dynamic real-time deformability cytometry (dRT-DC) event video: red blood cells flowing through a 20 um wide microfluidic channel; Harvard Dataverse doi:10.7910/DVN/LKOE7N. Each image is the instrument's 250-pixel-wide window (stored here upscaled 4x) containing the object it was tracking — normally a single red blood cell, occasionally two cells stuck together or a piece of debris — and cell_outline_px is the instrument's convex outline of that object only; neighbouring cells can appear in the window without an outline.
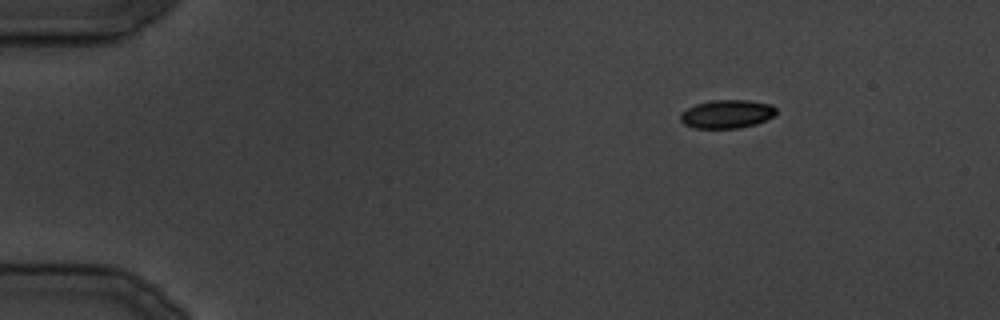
{"species": "common noctule bat (a hibernating species)", "species_latin": "Nyctalus noctula", "temperature_condition": "cold", "stored_images_in_passage": 32, "camera_frame_rate_fps": 3000, "um_per_image_px": 0.085, "animal": {"sex": "male", "body_mass_g": 19.5, "forearm_length_mm": 54.6}, "frame": {"image": 1, "passage_image": 1, "time_ms": 0.0, "image_size_px": [1000, 320], "cell_outline_px": [[776, 112], [772, 116], [756, 124], [736, 128], [692, 128], [684, 124], [680, 120], [680, 112], [696, 104], [712, 100], [748, 100], [772, 104], [776, 108]], "centroid_in_image_um": [61.76, 9.69], "position_along_channel_um": 23.2, "area_um2": 15.84}}
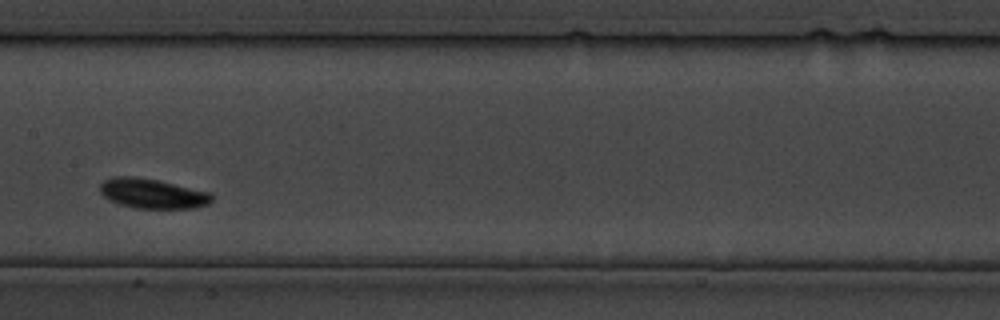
{"frame": {"image": 2, "passage_image": 15, "time_ms": 18.0, "image_size_px": [1000, 320], "cell_outline_px": [[212, 200], [208, 204], [196, 208], [136, 208], [120, 204], [108, 200], [100, 192], [100, 184], [104, 180], [112, 176], [132, 176], [156, 180], [208, 192], [212, 196]], "centroid_in_image_um": [12.91, 16.45], "position_along_channel_um": 194.5, "area_um2": 19.19}}
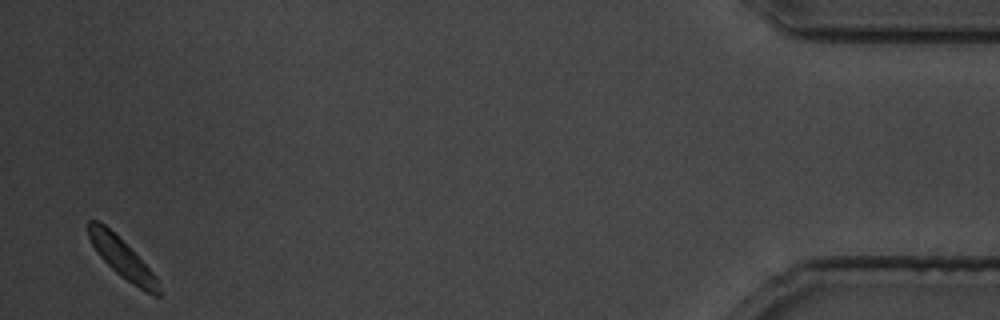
{"frame": {"image": 3, "passage_image": 32, "time_ms": 38.333, "image_size_px": [1000, 320], "cell_outline_px": [[160, 296], [156, 296], [144, 292], [132, 284], [116, 272], [100, 256], [92, 244], [88, 236], [88, 220], [100, 220], [156, 276], [160, 292]], "centroid_in_image_um": [10.35, 21.96], "position_along_channel_um": 424.8, "area_um2": 15.43}}